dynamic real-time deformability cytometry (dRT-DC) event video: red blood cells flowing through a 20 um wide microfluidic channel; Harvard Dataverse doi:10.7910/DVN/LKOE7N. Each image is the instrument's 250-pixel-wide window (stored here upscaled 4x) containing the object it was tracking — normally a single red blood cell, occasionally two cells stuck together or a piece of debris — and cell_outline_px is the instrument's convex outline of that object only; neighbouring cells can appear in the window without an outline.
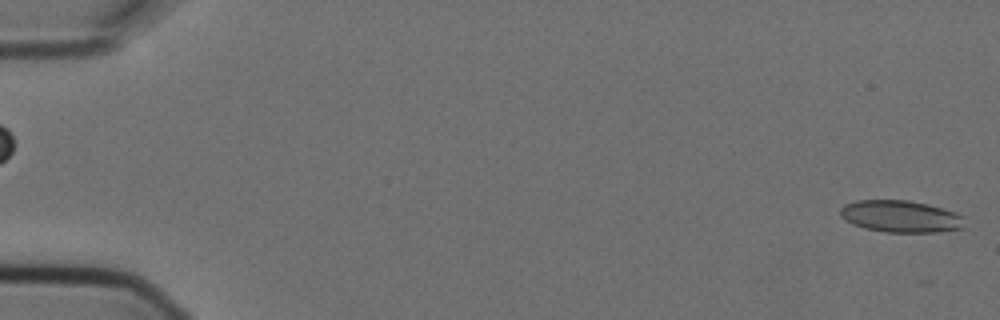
{"species": "Egyptian fruit bat (a non-hibernating species)", "species_latin": "Rousettus aegyptiacus", "temperature_condition": "cold", "stored_images_in_passage": 7, "segment_of_instrument_passage": [2, 2], "camera_frame_rate_fps": 3000, "um_per_image_px": 0.085, "animal": {"sex": "female"}, "frame": {"image": 1, "passage_image": 7, "time_ms": 2.0, "image_size_px": [1000, 320], "cell_outline_px": [[968, 228], [940, 232], [884, 232], [864, 228], [852, 224], [844, 220], [840, 216], [840, 208], [844, 204], [856, 200], [908, 200], [928, 204], [956, 212], [964, 216]], "centroid_in_image_um": [76.61, 18.4], "position_along_channel_um": 8.4, "area_um2": 23.7}}